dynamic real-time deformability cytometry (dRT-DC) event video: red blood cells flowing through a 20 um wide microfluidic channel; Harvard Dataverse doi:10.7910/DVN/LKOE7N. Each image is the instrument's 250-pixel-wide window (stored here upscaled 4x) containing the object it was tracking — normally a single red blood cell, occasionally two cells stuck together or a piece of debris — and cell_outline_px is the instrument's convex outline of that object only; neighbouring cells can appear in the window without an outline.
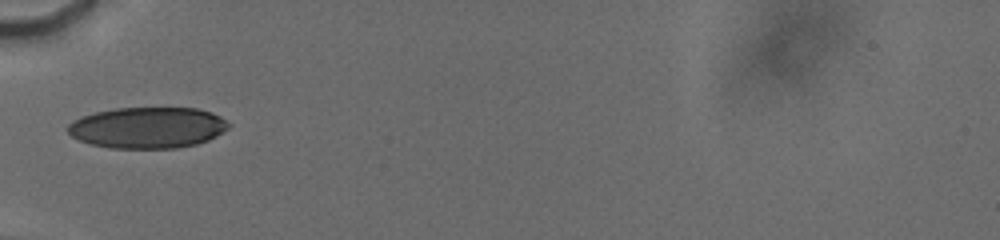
{"species": "human", "species_latin": "Homo sapiens", "temperature_condition": "cold", "stored_images_in_passage": 19, "camera_frame_rate_fps": 3000, "um_per_image_px": 0.085, "donor": {"sex": "male"}, "frame": {"image": 1, "passage_image": 1, "time_ms": 0.0, "image_size_px": [1000, 240], "cell_outline_px": [[232, 124], [228, 128], [216, 136], [208, 140], [196, 144], [176, 148], [112, 148], [92, 144], [80, 140], [72, 136], [68, 132], [68, 124], [72, 120], [80, 116], [96, 112], [116, 108], [196, 108], [220, 116]], "centroid_in_image_um": [12.55, 10.85], "position_along_channel_um": 72.5, "area_um2": 38.49}}
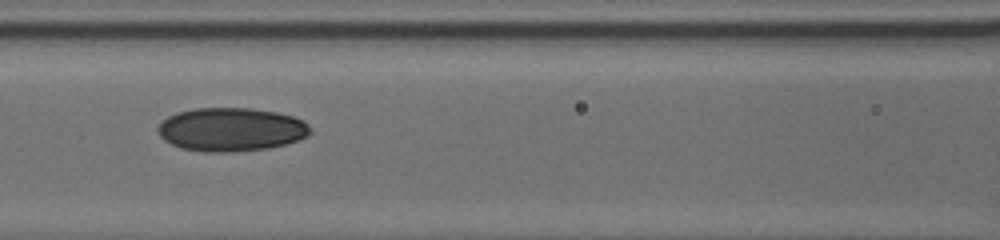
{"frame": {"image": 2, "passage_image": 12, "time_ms": 2.0, "image_size_px": [1000, 240], "cell_outline_px": [[312, 132], [308, 136], [284, 144], [268, 148], [224, 152], [204, 152], [180, 148], [164, 140], [160, 136], [156, 128], [168, 116], [180, 112], [196, 108], [252, 108], [276, 112], [292, 116], [308, 124]], "centroid_in_image_um": [19.63, 11.0], "position_along_channel_um": 147.0, "area_um2": 38.44}}
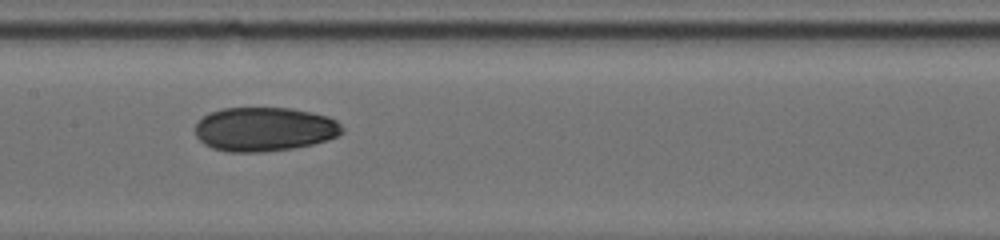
{"frame": {"image": 3, "passage_image": 18, "time_ms": 3.0, "image_size_px": [1000, 240], "cell_outline_px": [[344, 132], [328, 140], [312, 144], [292, 148], [260, 152], [228, 152], [212, 148], [204, 144], [196, 136], [196, 124], [208, 112], [224, 108], [288, 108], [312, 112], [328, 116], [336, 120], [344, 128]], "centroid_in_image_um": [22.48, 10.98], "position_along_channel_um": 184.9, "area_um2": 37.8}}